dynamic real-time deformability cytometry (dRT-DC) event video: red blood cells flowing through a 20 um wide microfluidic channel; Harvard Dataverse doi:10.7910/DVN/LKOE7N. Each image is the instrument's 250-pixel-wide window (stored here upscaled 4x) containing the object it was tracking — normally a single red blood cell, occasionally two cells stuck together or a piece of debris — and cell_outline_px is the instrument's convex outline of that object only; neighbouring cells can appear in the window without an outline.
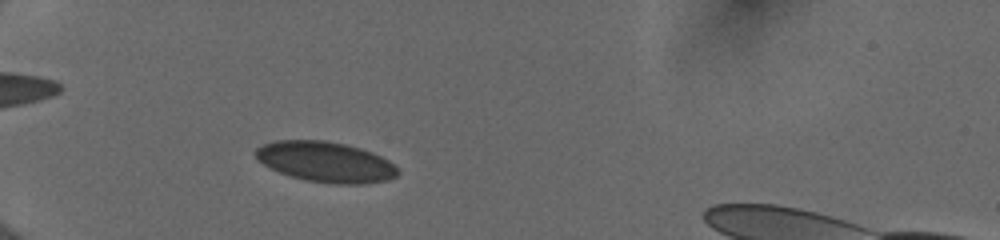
{"species": "human", "species_latin": "Homo sapiens", "temperature_condition": "cold", "stored_images_in_passage": 42, "camera_frame_rate_fps": 3000, "um_per_image_px": 0.085, "donor": {"sex": "female"}, "frame": {"image": 1, "passage_image": 7, "time_ms": 2.0, "image_size_px": [1000, 240], "cell_outline_px": [[400, 172], [396, 176], [388, 180], [364, 184], [332, 184], [304, 180], [280, 172], [256, 160], [256, 148], [264, 144], [276, 140], [324, 140], [344, 144], [360, 148], [372, 152], [388, 160]], "centroid_in_image_um": [27.68, 13.77], "position_along_channel_um": 57.3, "area_um2": 33.41}}
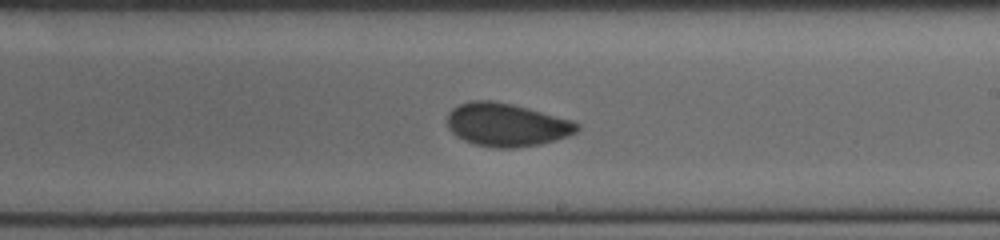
{"frame": {"image": 2, "passage_image": 23, "time_ms": 7.333, "image_size_px": [1000, 240], "cell_outline_px": [[580, 128], [576, 132], [568, 136], [556, 140], [540, 144], [516, 148], [492, 148], [472, 144], [456, 136], [448, 128], [448, 112], [452, 108], [460, 104], [472, 100], [492, 100], [512, 104], [528, 108], [572, 120], [580, 124]], "centroid_in_image_um": [43.06, 10.61], "position_along_channel_um": 245.9, "area_um2": 32.89}}
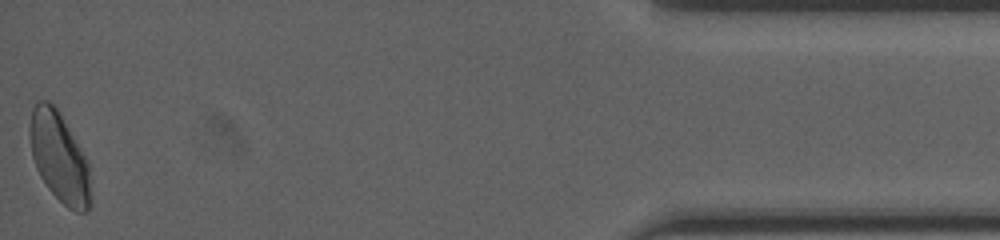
{"frame": {"image": 3, "passage_image": 42, "time_ms": 13.667, "image_size_px": [1000, 240], "cell_outline_px": [[92, 204], [84, 212], [76, 212], [68, 208], [48, 188], [40, 176], [36, 168], [32, 156], [28, 128], [32, 108], [36, 100], [48, 100], [56, 108], [88, 160]], "centroid_in_image_um": [5.04, 13.37], "position_along_channel_um": 430.2, "area_um2": 31.96}, "authors_computed_cell_mechanics": {"area_um2": 32.4547, "velocity_mm_per_s": 3.9877, "shape_relaxation_time_tau1_ms": 6.0804, "shape_relaxation_time_tau2_ms": 1.1286, "deformation_change_tau1": 0.0985, "deformation_change_tau2": 0.0341}}